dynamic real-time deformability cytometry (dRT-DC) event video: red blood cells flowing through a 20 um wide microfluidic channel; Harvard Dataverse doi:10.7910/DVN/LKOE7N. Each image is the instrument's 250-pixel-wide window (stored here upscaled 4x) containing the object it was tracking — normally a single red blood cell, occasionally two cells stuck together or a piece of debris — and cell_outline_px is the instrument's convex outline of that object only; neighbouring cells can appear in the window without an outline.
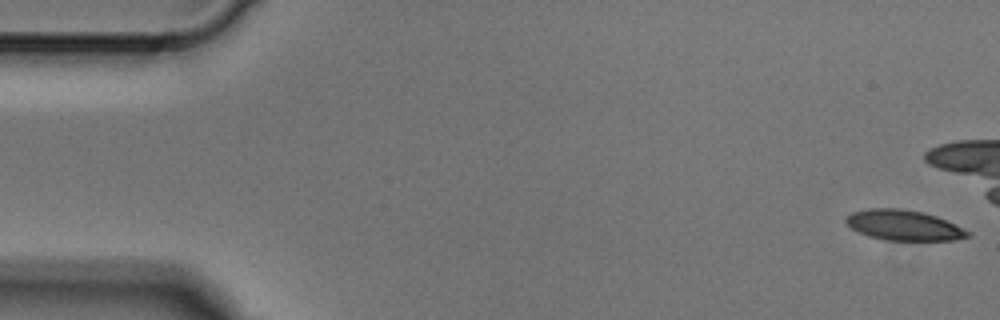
{"species": "Egyptian fruit bat (a non-hibernating species)", "species_latin": "Rousettus aegyptiacus", "temperature_condition": "cold", "stored_images_in_passage": 6, "camera_frame_rate_fps": 3000, "um_per_image_px": 0.085, "animal": {"sex": "male"}, "frame": {"image": 1, "passage_image": 1, "time_ms": 0.0, "image_size_px": [1000, 320], "cell_outline_px": [[972, 232], [968, 236], [956, 240], [888, 240], [868, 236], [852, 228], [844, 220], [852, 212], [868, 208], [900, 208], [924, 212], [936, 216]], "centroid_in_image_um": [76.83, 19.14], "position_along_channel_um": 8.2, "area_um2": 21.39}}